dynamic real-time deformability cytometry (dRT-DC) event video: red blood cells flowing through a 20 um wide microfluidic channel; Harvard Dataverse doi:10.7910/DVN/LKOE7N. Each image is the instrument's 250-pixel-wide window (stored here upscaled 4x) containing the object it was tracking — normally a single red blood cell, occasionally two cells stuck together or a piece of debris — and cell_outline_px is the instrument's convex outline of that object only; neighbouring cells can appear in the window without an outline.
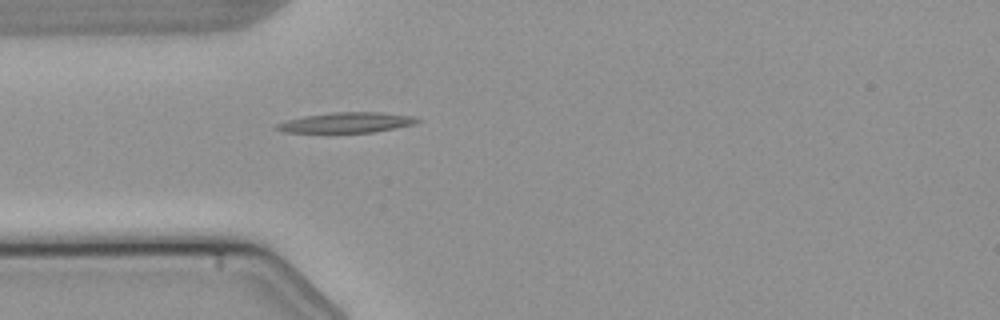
{"species": "common noctule bat (a hibernating species)", "species_latin": "Nyctalus noctula", "temperature_condition": "warm", "stored_images_in_passage": 1, "camera_frame_rate_fps": 3000, "um_per_image_px": 0.085, "animal": {"sex": "male", "body_mass_g": 21.5, "forearm_length_mm": 52.0}, "frame": {"image": 1, "passage_image": 1, "time_ms": 0.0, "image_size_px": [1000, 320], "cell_outline_px": [[420, 120], [416, 124], [372, 132], [280, 132], [272, 128], [276, 124], [288, 120], [304, 116], [332, 112], [380, 112], [412, 116]], "centroid_in_image_um": [29.41, 10.41], "position_along_channel_um": 55.6, "area_um2": 16.53}}